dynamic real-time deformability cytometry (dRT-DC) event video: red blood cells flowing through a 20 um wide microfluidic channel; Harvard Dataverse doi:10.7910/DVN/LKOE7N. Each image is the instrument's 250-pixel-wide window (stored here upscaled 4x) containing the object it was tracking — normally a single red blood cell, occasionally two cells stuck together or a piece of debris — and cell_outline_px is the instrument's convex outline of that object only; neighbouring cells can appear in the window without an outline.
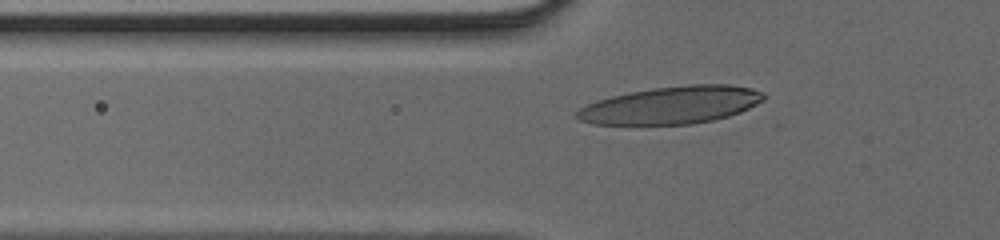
{"species": "human", "species_latin": "Homo sapiens", "temperature_condition": "cold", "stored_images_in_passage": 40, "camera_frame_rate_fps": 3000, "um_per_image_px": 0.085, "donor": {"sex": "male"}, "frame": {"image": 1, "passage_image": 11, "time_ms": 3.333, "image_size_px": [1000, 240], "cell_outline_px": [[768, 96], [764, 100], [740, 112], [728, 116], [712, 120], [692, 124], [592, 124], [580, 120], [572, 116], [584, 104], [596, 100], [612, 96], [632, 92], [656, 88], [688, 84], [728, 84], [752, 88], [764, 92]], "centroid_in_image_um": [57.07, 8.93], "position_along_channel_um": 68.7, "area_um2": 40.86}}
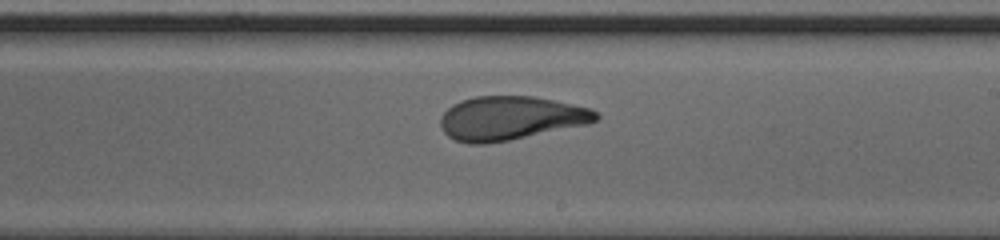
{"frame": {"image": 2, "passage_image": 23, "time_ms": 7.333, "image_size_px": [1000, 240], "cell_outline_px": [[600, 116], [596, 120], [588, 124], [488, 144], [468, 144], [456, 140], [448, 136], [444, 132], [440, 124], [440, 116], [452, 104], [460, 100], [476, 96], [532, 96], [592, 108]], "centroid_in_image_um": [43.37, 10.04], "position_along_channel_um": 245.6, "area_um2": 39.65}}
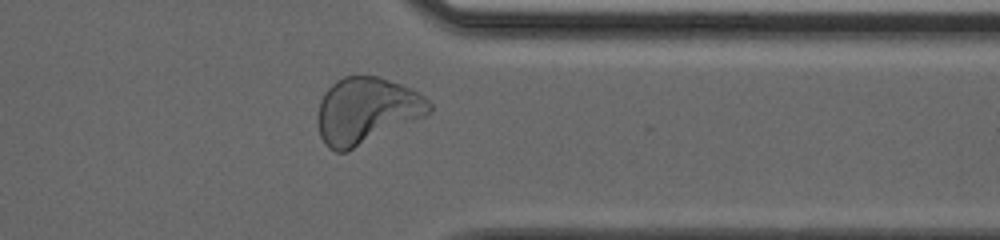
{"frame": {"image": 3, "passage_image": 32, "time_ms": 10.333, "image_size_px": [1000, 240], "cell_outline_px": [[432, 112], [424, 116], [348, 152], [336, 152], [328, 148], [324, 144], [320, 136], [316, 120], [316, 116], [320, 100], [324, 92], [336, 80], [344, 76], [376, 76], [400, 84], [424, 96], [432, 104]], "centroid_in_image_um": [31.1, 9.43], "position_along_channel_um": 380.3, "area_um2": 43.29}}